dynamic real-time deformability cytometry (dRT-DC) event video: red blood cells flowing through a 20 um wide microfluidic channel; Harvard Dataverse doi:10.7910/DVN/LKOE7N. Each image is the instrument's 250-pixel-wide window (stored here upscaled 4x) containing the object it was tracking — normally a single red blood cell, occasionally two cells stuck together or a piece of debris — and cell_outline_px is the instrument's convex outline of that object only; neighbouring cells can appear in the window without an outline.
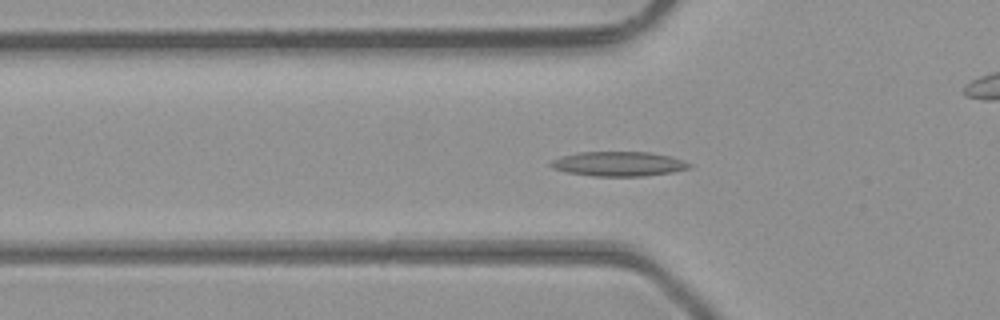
{"species": "common noctule bat (a hibernating species)", "species_latin": "Nyctalus noctula", "temperature_condition": "room temperature", "stored_images_in_passage": 39, "camera_frame_rate_fps": 3000, "um_per_image_px": 0.085, "animal": {"sex": "male", "body_mass_g": 23.1, "forearm_length_mm": 52.7}, "frame": {"image": 1, "passage_image": 7, "time_ms": 2.0, "image_size_px": [1000, 320], "cell_outline_px": [[692, 168], [672, 172], [644, 176], [592, 176], [564, 172], [552, 168], [548, 164], [552, 160], [560, 156], [580, 152], [648, 152], [668, 156], [684, 160], [692, 164]], "centroid_in_image_um": [52.56, 13.93], "position_along_channel_um": 73.2, "area_um2": 20.0}}
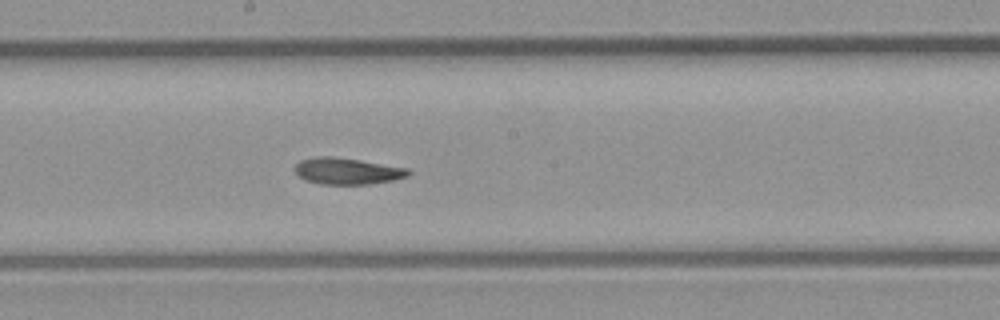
{"frame": {"image": 2, "passage_image": 17, "time_ms": 5.333, "image_size_px": [1000, 320], "cell_outline_px": [[412, 172], [408, 176], [392, 180], [368, 184], [320, 184], [304, 180], [296, 172], [296, 164], [300, 160], [312, 156], [332, 156], [360, 160], [408, 168]], "centroid_in_image_um": [29.5, 14.53], "position_along_channel_um": 218.7, "area_um2": 17.51}}
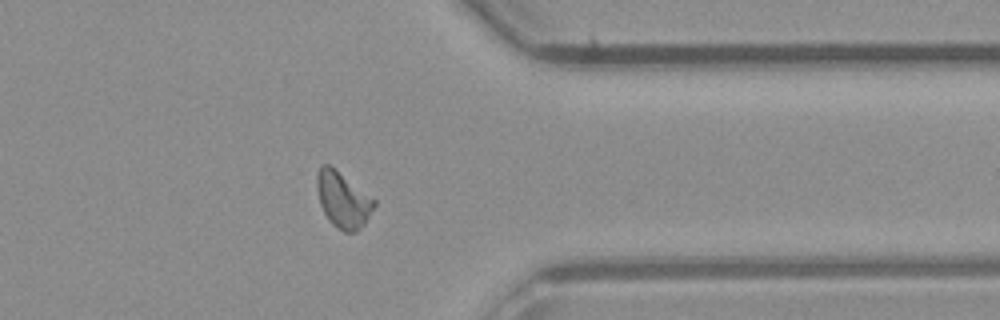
{"frame": {"image": 3, "passage_image": 29, "time_ms": 9.333, "image_size_px": [1000, 320], "cell_outline_px": [[376, 204], [364, 224], [356, 232], [344, 232], [332, 224], [328, 220], [320, 204], [316, 188], [316, 176], [320, 164], [328, 164], [376, 200]], "centroid_in_image_um": [29.13, 16.99], "position_along_channel_um": 382.3, "area_um2": 18.44}, "authors_computed_cell_mechanics": {"area_um2": 17.7446, "velocity_mm_per_s": 4.3295, "shape_relaxation_time_tau1_ms": 8.1996, "shape_relaxation_time_tau2_ms": 3.0923, "deformation_change_tau1": 0.1988, "deformation_change_tau2": 0.108}}